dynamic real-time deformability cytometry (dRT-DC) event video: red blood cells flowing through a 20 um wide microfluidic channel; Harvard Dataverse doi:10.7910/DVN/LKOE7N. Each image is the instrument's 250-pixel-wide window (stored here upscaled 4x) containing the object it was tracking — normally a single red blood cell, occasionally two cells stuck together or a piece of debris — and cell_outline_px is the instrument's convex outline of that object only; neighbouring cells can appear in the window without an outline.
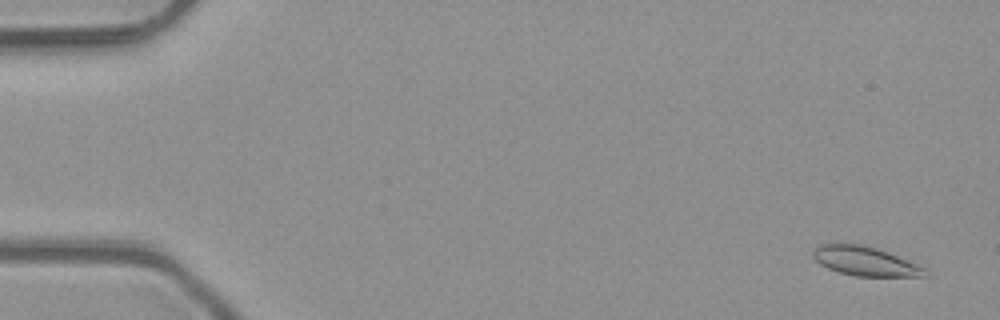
{"species": "common noctule bat (a hibernating species)", "species_latin": "Nyctalus noctula", "temperature_condition": "room temperature", "stored_images_in_passage": 14, "camera_frame_rate_fps": 3000, "um_per_image_px": 0.085, "animal": {"sex": "male", "body_mass_g": 23.1, "forearm_length_mm": 52.7}, "frame": {"image": 1, "passage_image": 3, "time_ms": 0.667, "image_size_px": [1000, 320], "cell_outline_px": [[928, 276], [856, 276], [840, 272], [828, 268], [820, 264], [812, 256], [812, 252], [820, 244], [860, 244], [876, 248], [888, 252], [916, 264], [924, 268]], "centroid_in_image_um": [73.51, 22.2], "position_along_channel_um": 11.5, "area_um2": 18.67}}